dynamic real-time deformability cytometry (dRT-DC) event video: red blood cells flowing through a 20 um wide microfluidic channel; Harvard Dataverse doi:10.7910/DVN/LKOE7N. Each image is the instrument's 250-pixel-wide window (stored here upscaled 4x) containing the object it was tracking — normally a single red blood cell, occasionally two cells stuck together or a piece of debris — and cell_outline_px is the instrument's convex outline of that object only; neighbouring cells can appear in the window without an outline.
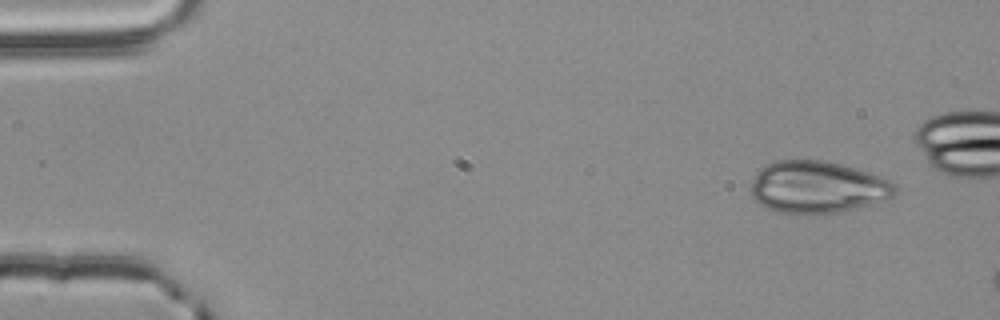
{"species": "common noctule bat (a hibernating species)", "species_latin": "Nyctalus noctula", "temperature_condition": "room temperature", "stored_images_in_passage": 3, "camera_frame_rate_fps": 3000, "um_per_image_px": 0.085, "animal": {"sex": "male", "body_mass_g": 20.4}, "frame": {"image": 1, "passage_image": 1, "time_ms": 0.0, "image_size_px": [1000, 320], "cell_outline_px": [[896, 192], [892, 196], [884, 200], [840, 212], [776, 212], [764, 208], [752, 196], [748, 188], [756, 172], [760, 168], [776, 160], [824, 160], [840, 164], [888, 180], [896, 184]], "centroid_in_image_um": [69.4, 15.89], "position_along_channel_um": 15.6, "area_um2": 43.18}}